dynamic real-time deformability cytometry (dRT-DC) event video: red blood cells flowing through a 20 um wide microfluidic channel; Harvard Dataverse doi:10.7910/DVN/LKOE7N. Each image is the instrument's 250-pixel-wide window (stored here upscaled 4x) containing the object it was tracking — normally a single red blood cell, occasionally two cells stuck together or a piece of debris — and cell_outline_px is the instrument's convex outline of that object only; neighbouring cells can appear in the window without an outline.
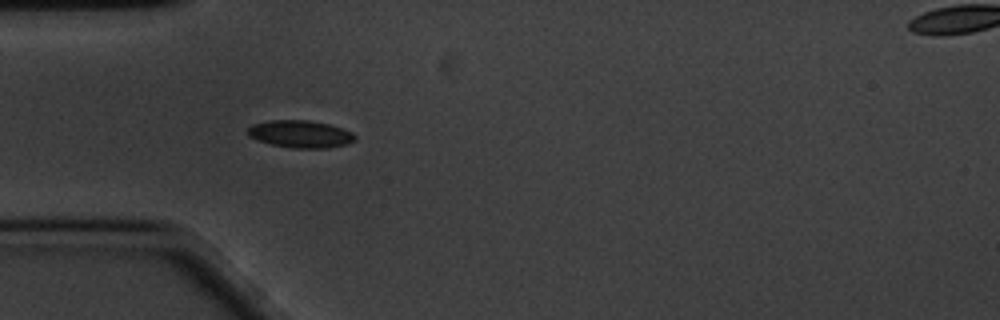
{"species": "common noctule bat (a hibernating species)", "species_latin": "Nyctalus noctula", "temperature_condition": "cold", "stored_images_in_passage": 43, "camera_frame_rate_fps": 3000, "um_per_image_px": 0.085, "animal": {"sex": "male", "body_mass_g": 20.1, "forearm_length_mm": 53.5}, "frame": {"image": 1, "passage_image": 1, "time_ms": 0.0, "image_size_px": [1000, 320], "cell_outline_px": [[356, 140], [348, 144], [328, 148], [292, 148], [272, 144], [256, 140], [248, 136], [248, 128], [252, 124], [268, 120], [308, 120], [328, 124], [352, 132], [356, 136]], "centroid_in_image_um": [25.53, 11.39], "position_along_channel_um": 59.5, "area_um2": 17.17}}
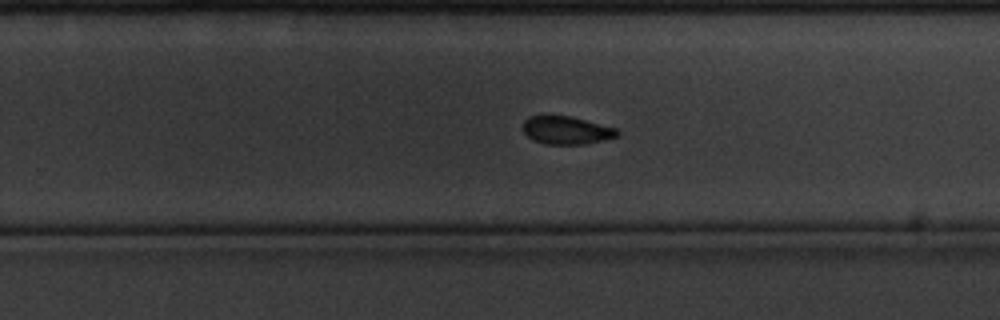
{"frame": {"image": 2, "passage_image": 21, "time_ms": 6.667, "image_size_px": [1000, 320], "cell_outline_px": [[620, 132], [616, 136], [584, 144], [544, 144], [532, 140], [524, 132], [524, 120], [528, 116], [572, 116], [616, 128]], "centroid_in_image_um": [48.12, 11.07], "position_along_channel_um": 281.7, "area_um2": 15.2}}
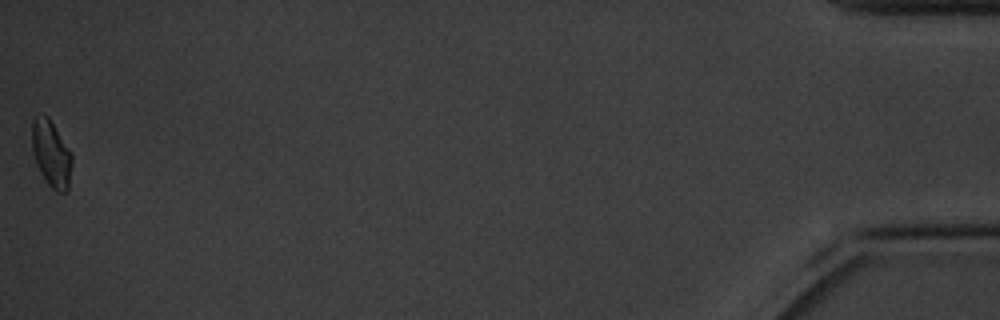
{"frame": {"image": 3, "passage_image": 43, "time_ms": 14.0, "image_size_px": [1000, 320], "cell_outline_px": [[72, 164], [68, 188], [64, 192], [56, 192], [48, 184], [40, 172], [36, 164], [32, 148], [32, 120], [40, 112], [48, 116], [72, 152]], "centroid_in_image_um": [4.36, 13.03], "position_along_channel_um": 430.8, "area_um2": 15.66}, "authors_computed_cell_mechanics": {"area_um2": 15.7216, "velocity_mm_per_s": 3.3627, "shape_relaxation_time_tau1_ms": 2.3626, "shape_relaxation_time_tau2_ms": 2.0107, "deformation_change_tau1": 0.0775, "deformation_change_tau2": 0.0518}}